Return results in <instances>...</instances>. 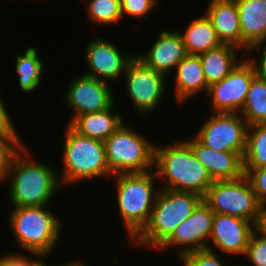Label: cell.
Returning a JSON list of instances; mask_svg holds the SVG:
<instances>
[{"instance_id":"37","label":"cell","mask_w":266,"mask_h":266,"mask_svg":"<svg viewBox=\"0 0 266 266\" xmlns=\"http://www.w3.org/2000/svg\"><path fill=\"white\" fill-rule=\"evenodd\" d=\"M56 266V265H55ZM58 266V265H57ZM59 266H87V264H85V263H82V262H80V260L79 261H75V262H69V263H66V264H59Z\"/></svg>"},{"instance_id":"21","label":"cell","mask_w":266,"mask_h":266,"mask_svg":"<svg viewBox=\"0 0 266 266\" xmlns=\"http://www.w3.org/2000/svg\"><path fill=\"white\" fill-rule=\"evenodd\" d=\"M113 107L114 105L107 110L76 116L67 124L82 136L104 142L124 123L122 115L112 113Z\"/></svg>"},{"instance_id":"12","label":"cell","mask_w":266,"mask_h":266,"mask_svg":"<svg viewBox=\"0 0 266 266\" xmlns=\"http://www.w3.org/2000/svg\"><path fill=\"white\" fill-rule=\"evenodd\" d=\"M109 84L84 74L72 79L63 98V103L73 111L68 123L76 116L111 108L115 102Z\"/></svg>"},{"instance_id":"27","label":"cell","mask_w":266,"mask_h":266,"mask_svg":"<svg viewBox=\"0 0 266 266\" xmlns=\"http://www.w3.org/2000/svg\"><path fill=\"white\" fill-rule=\"evenodd\" d=\"M18 131H0V183L6 178L9 167L26 148Z\"/></svg>"},{"instance_id":"13","label":"cell","mask_w":266,"mask_h":266,"mask_svg":"<svg viewBox=\"0 0 266 266\" xmlns=\"http://www.w3.org/2000/svg\"><path fill=\"white\" fill-rule=\"evenodd\" d=\"M214 212L202 200L195 208L192 215L182 222L171 236L157 249L166 250L171 247H179L178 258L192 251L206 249L210 238Z\"/></svg>"},{"instance_id":"29","label":"cell","mask_w":266,"mask_h":266,"mask_svg":"<svg viewBox=\"0 0 266 266\" xmlns=\"http://www.w3.org/2000/svg\"><path fill=\"white\" fill-rule=\"evenodd\" d=\"M210 245L206 249L192 251L179 258L184 266H226ZM224 264V265H223Z\"/></svg>"},{"instance_id":"16","label":"cell","mask_w":266,"mask_h":266,"mask_svg":"<svg viewBox=\"0 0 266 266\" xmlns=\"http://www.w3.org/2000/svg\"><path fill=\"white\" fill-rule=\"evenodd\" d=\"M158 37L151 48L147 49L148 52H138L135 55L148 67L166 76L188 54L179 31L164 30Z\"/></svg>"},{"instance_id":"35","label":"cell","mask_w":266,"mask_h":266,"mask_svg":"<svg viewBox=\"0 0 266 266\" xmlns=\"http://www.w3.org/2000/svg\"><path fill=\"white\" fill-rule=\"evenodd\" d=\"M0 94V131H17L9 111L6 110Z\"/></svg>"},{"instance_id":"23","label":"cell","mask_w":266,"mask_h":266,"mask_svg":"<svg viewBox=\"0 0 266 266\" xmlns=\"http://www.w3.org/2000/svg\"><path fill=\"white\" fill-rule=\"evenodd\" d=\"M180 34L188 55H199L222 44L205 13L192 20L185 32L180 31Z\"/></svg>"},{"instance_id":"26","label":"cell","mask_w":266,"mask_h":266,"mask_svg":"<svg viewBox=\"0 0 266 266\" xmlns=\"http://www.w3.org/2000/svg\"><path fill=\"white\" fill-rule=\"evenodd\" d=\"M262 167H266V124H252L247 127L243 168Z\"/></svg>"},{"instance_id":"17","label":"cell","mask_w":266,"mask_h":266,"mask_svg":"<svg viewBox=\"0 0 266 266\" xmlns=\"http://www.w3.org/2000/svg\"><path fill=\"white\" fill-rule=\"evenodd\" d=\"M186 142L213 181L232 180L244 175L243 157L239 153L214 151L195 137L187 139Z\"/></svg>"},{"instance_id":"19","label":"cell","mask_w":266,"mask_h":266,"mask_svg":"<svg viewBox=\"0 0 266 266\" xmlns=\"http://www.w3.org/2000/svg\"><path fill=\"white\" fill-rule=\"evenodd\" d=\"M241 27V48L245 51L266 42V0H235Z\"/></svg>"},{"instance_id":"7","label":"cell","mask_w":266,"mask_h":266,"mask_svg":"<svg viewBox=\"0 0 266 266\" xmlns=\"http://www.w3.org/2000/svg\"><path fill=\"white\" fill-rule=\"evenodd\" d=\"M104 146L112 175L142 173L154 167L155 144L126 123L104 141Z\"/></svg>"},{"instance_id":"36","label":"cell","mask_w":266,"mask_h":266,"mask_svg":"<svg viewBox=\"0 0 266 266\" xmlns=\"http://www.w3.org/2000/svg\"><path fill=\"white\" fill-rule=\"evenodd\" d=\"M255 231L266 237V204L260 205L257 221L254 225Z\"/></svg>"},{"instance_id":"11","label":"cell","mask_w":266,"mask_h":266,"mask_svg":"<svg viewBox=\"0 0 266 266\" xmlns=\"http://www.w3.org/2000/svg\"><path fill=\"white\" fill-rule=\"evenodd\" d=\"M254 77V68L246 57L221 81L209 85L206 94L211 97L214 112L239 113Z\"/></svg>"},{"instance_id":"14","label":"cell","mask_w":266,"mask_h":266,"mask_svg":"<svg viewBox=\"0 0 266 266\" xmlns=\"http://www.w3.org/2000/svg\"><path fill=\"white\" fill-rule=\"evenodd\" d=\"M85 49V60H87L89 72L83 74L108 83L125 73L127 64L135 55L125 57L115 44L104 38L91 40Z\"/></svg>"},{"instance_id":"3","label":"cell","mask_w":266,"mask_h":266,"mask_svg":"<svg viewBox=\"0 0 266 266\" xmlns=\"http://www.w3.org/2000/svg\"><path fill=\"white\" fill-rule=\"evenodd\" d=\"M203 197L194 192L160 189L150 219L143 230L130 240L135 246L158 249L188 219Z\"/></svg>"},{"instance_id":"20","label":"cell","mask_w":266,"mask_h":266,"mask_svg":"<svg viewBox=\"0 0 266 266\" xmlns=\"http://www.w3.org/2000/svg\"><path fill=\"white\" fill-rule=\"evenodd\" d=\"M175 95L178 103L208 90L199 55H187L175 67Z\"/></svg>"},{"instance_id":"9","label":"cell","mask_w":266,"mask_h":266,"mask_svg":"<svg viewBox=\"0 0 266 266\" xmlns=\"http://www.w3.org/2000/svg\"><path fill=\"white\" fill-rule=\"evenodd\" d=\"M123 75L134 109L141 116L154 112L165 94L166 76L148 67L136 55L127 64Z\"/></svg>"},{"instance_id":"30","label":"cell","mask_w":266,"mask_h":266,"mask_svg":"<svg viewBox=\"0 0 266 266\" xmlns=\"http://www.w3.org/2000/svg\"><path fill=\"white\" fill-rule=\"evenodd\" d=\"M245 257L253 266H266V237L254 230L249 238Z\"/></svg>"},{"instance_id":"24","label":"cell","mask_w":266,"mask_h":266,"mask_svg":"<svg viewBox=\"0 0 266 266\" xmlns=\"http://www.w3.org/2000/svg\"><path fill=\"white\" fill-rule=\"evenodd\" d=\"M38 52L35 47L30 46L25 53L17 55L15 71L18 76V82L23 92H33L42 81L44 63L39 59Z\"/></svg>"},{"instance_id":"15","label":"cell","mask_w":266,"mask_h":266,"mask_svg":"<svg viewBox=\"0 0 266 266\" xmlns=\"http://www.w3.org/2000/svg\"><path fill=\"white\" fill-rule=\"evenodd\" d=\"M254 230V224L249 220L214 213L209 239L222 253L244 257Z\"/></svg>"},{"instance_id":"25","label":"cell","mask_w":266,"mask_h":266,"mask_svg":"<svg viewBox=\"0 0 266 266\" xmlns=\"http://www.w3.org/2000/svg\"><path fill=\"white\" fill-rule=\"evenodd\" d=\"M239 113L248 126L266 124V81L256 76L252 79L245 103Z\"/></svg>"},{"instance_id":"31","label":"cell","mask_w":266,"mask_h":266,"mask_svg":"<svg viewBox=\"0 0 266 266\" xmlns=\"http://www.w3.org/2000/svg\"><path fill=\"white\" fill-rule=\"evenodd\" d=\"M158 2V0H120L122 18L127 14L141 20L156 7Z\"/></svg>"},{"instance_id":"2","label":"cell","mask_w":266,"mask_h":266,"mask_svg":"<svg viewBox=\"0 0 266 266\" xmlns=\"http://www.w3.org/2000/svg\"><path fill=\"white\" fill-rule=\"evenodd\" d=\"M154 168L157 179L167 180L164 189L194 192L203 197L213 183L185 140L172 145H155Z\"/></svg>"},{"instance_id":"33","label":"cell","mask_w":266,"mask_h":266,"mask_svg":"<svg viewBox=\"0 0 266 266\" xmlns=\"http://www.w3.org/2000/svg\"><path fill=\"white\" fill-rule=\"evenodd\" d=\"M37 256V257H36ZM38 258V259H37ZM45 258L35 254V259L21 254H5L0 256V266H46Z\"/></svg>"},{"instance_id":"18","label":"cell","mask_w":266,"mask_h":266,"mask_svg":"<svg viewBox=\"0 0 266 266\" xmlns=\"http://www.w3.org/2000/svg\"><path fill=\"white\" fill-rule=\"evenodd\" d=\"M205 14L222 44L241 48V27L235 0H210Z\"/></svg>"},{"instance_id":"34","label":"cell","mask_w":266,"mask_h":266,"mask_svg":"<svg viewBox=\"0 0 266 266\" xmlns=\"http://www.w3.org/2000/svg\"><path fill=\"white\" fill-rule=\"evenodd\" d=\"M258 50L259 52H262L261 58L255 61V59L248 57L250 63L252 64L255 72V76L263 81H266V42L255 44L247 49V51L250 50Z\"/></svg>"},{"instance_id":"6","label":"cell","mask_w":266,"mask_h":266,"mask_svg":"<svg viewBox=\"0 0 266 266\" xmlns=\"http://www.w3.org/2000/svg\"><path fill=\"white\" fill-rule=\"evenodd\" d=\"M64 149L62 150L63 173L60 183H69L100 178L112 177L107 159L104 142L85 137L66 125ZM62 179V180H61Z\"/></svg>"},{"instance_id":"4","label":"cell","mask_w":266,"mask_h":266,"mask_svg":"<svg viewBox=\"0 0 266 266\" xmlns=\"http://www.w3.org/2000/svg\"><path fill=\"white\" fill-rule=\"evenodd\" d=\"M115 178L117 206L128 237L134 239L148 223L157 194L161 187L155 188L156 173H123Z\"/></svg>"},{"instance_id":"8","label":"cell","mask_w":266,"mask_h":266,"mask_svg":"<svg viewBox=\"0 0 266 266\" xmlns=\"http://www.w3.org/2000/svg\"><path fill=\"white\" fill-rule=\"evenodd\" d=\"M203 201L214 213L244 218L254 225L261 205L245 175L232 180L213 181Z\"/></svg>"},{"instance_id":"32","label":"cell","mask_w":266,"mask_h":266,"mask_svg":"<svg viewBox=\"0 0 266 266\" xmlns=\"http://www.w3.org/2000/svg\"><path fill=\"white\" fill-rule=\"evenodd\" d=\"M244 175L251 184L258 202L261 205L266 204V167L258 169H244Z\"/></svg>"},{"instance_id":"5","label":"cell","mask_w":266,"mask_h":266,"mask_svg":"<svg viewBox=\"0 0 266 266\" xmlns=\"http://www.w3.org/2000/svg\"><path fill=\"white\" fill-rule=\"evenodd\" d=\"M9 221L16 243L44 258L59 242L63 227L62 220L46 206L13 207Z\"/></svg>"},{"instance_id":"28","label":"cell","mask_w":266,"mask_h":266,"mask_svg":"<svg viewBox=\"0 0 266 266\" xmlns=\"http://www.w3.org/2000/svg\"><path fill=\"white\" fill-rule=\"evenodd\" d=\"M88 2L87 13L92 22L108 26L122 20L120 0H90Z\"/></svg>"},{"instance_id":"22","label":"cell","mask_w":266,"mask_h":266,"mask_svg":"<svg viewBox=\"0 0 266 266\" xmlns=\"http://www.w3.org/2000/svg\"><path fill=\"white\" fill-rule=\"evenodd\" d=\"M238 49L233 45L221 44L214 49L199 54L208 85L221 81L236 67L239 63L236 55Z\"/></svg>"},{"instance_id":"1","label":"cell","mask_w":266,"mask_h":266,"mask_svg":"<svg viewBox=\"0 0 266 266\" xmlns=\"http://www.w3.org/2000/svg\"><path fill=\"white\" fill-rule=\"evenodd\" d=\"M35 159L26 146L7 171L4 181H10L8 197L14 207L47 206L62 187L54 168Z\"/></svg>"},{"instance_id":"10","label":"cell","mask_w":266,"mask_h":266,"mask_svg":"<svg viewBox=\"0 0 266 266\" xmlns=\"http://www.w3.org/2000/svg\"><path fill=\"white\" fill-rule=\"evenodd\" d=\"M247 127L248 124L241 114L214 113L194 137L214 151L236 152L243 157Z\"/></svg>"}]
</instances>
